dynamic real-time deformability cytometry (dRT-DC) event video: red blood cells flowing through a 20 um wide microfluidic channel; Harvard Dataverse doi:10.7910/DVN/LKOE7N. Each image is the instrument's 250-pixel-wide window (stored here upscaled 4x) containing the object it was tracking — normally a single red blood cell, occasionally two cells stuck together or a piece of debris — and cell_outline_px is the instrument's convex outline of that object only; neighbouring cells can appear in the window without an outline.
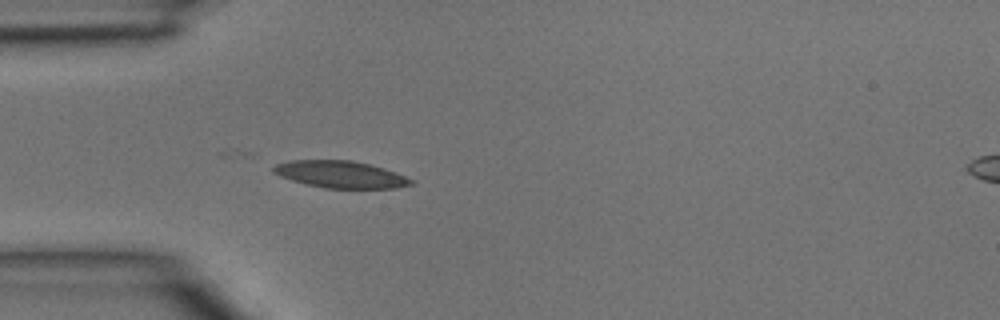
{"species": "common noctule bat (a hibernating species)", "species_latin": "Nyctalus noctula", "temperature_condition": "room temperature", "stored_images_in_passage": 4, "segment_of_instrument_passage": [1, 2], "camera_frame_rate_fps": 3000, "um_per_image_px": 0.085, "animal": {"sex": "male", "body_mass_g": 15.6}, "frame": {"image": 1, "passage_image": 3, "time_ms": 0.667, "image_size_px": [1000, 320], "cell_outline_px": [[416, 180], [412, 184], [396, 188], [324, 188], [292, 180], [280, 176], [272, 172], [272, 168], [276, 164], [288, 160], [352, 160], [384, 168], [396, 172]], "centroid_in_image_um": [28.96, 14.82], "position_along_channel_um": 56.0, "area_um2": 21.68}}